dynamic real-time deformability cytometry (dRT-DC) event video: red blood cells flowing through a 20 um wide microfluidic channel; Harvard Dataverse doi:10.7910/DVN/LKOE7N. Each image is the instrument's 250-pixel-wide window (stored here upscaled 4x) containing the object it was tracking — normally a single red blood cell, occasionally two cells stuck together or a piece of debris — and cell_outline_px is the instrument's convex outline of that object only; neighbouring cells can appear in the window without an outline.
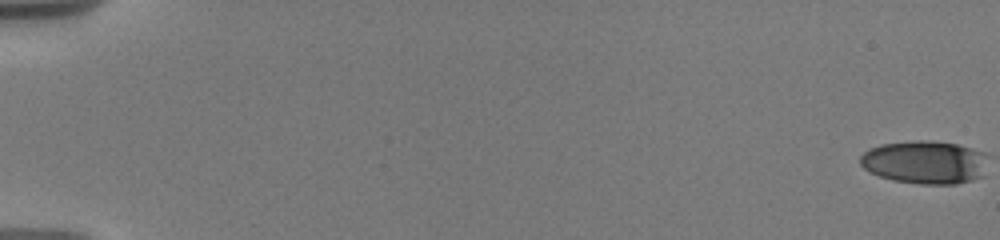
{"species": "human", "species_latin": "Homo sapiens", "temperature_condition": "warm", "stored_images_in_passage": 17, "camera_frame_rate_fps": 3000, "um_per_image_px": 0.085, "donor": {"sex": "male"}, "frame": {"image": 1, "passage_image": 1, "time_ms": 0.0, "image_size_px": [1000, 240], "cell_outline_px": [[984, 176], [972, 180], [956, 184], [920, 184], [892, 180], [880, 176], [864, 168], [860, 164], [860, 156], [868, 148], [880, 144], [920, 140], [928, 140], [956, 144], [984, 152]], "centroid_in_image_um": [78.58, 13.79], "position_along_channel_um": 6.4, "area_um2": 32.02}}
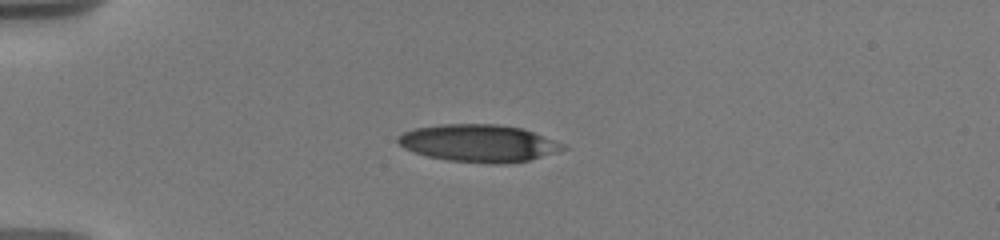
{"frame": {"image": 2, "passage_image": 13, "time_ms": 5.333, "image_size_px": [1000, 240], "cell_outline_px": [[568, 148], [556, 152], [528, 160], [504, 164], [488, 164], [448, 160], [428, 156], [404, 148], [396, 140], [396, 136], [404, 132], [416, 128], [440, 124], [496, 124], [520, 128], [532, 132], [564, 144]], "centroid_in_image_um": [40.67, 12.17], "position_along_channel_um": 44.3, "area_um2": 35.66}}
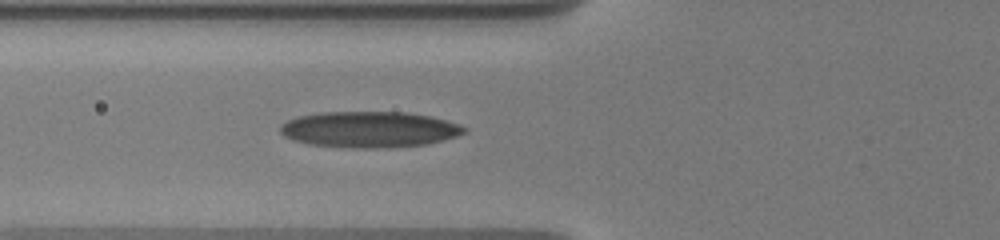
{"frame": {"image": 3, "passage_image": 17, "time_ms": 7.667, "image_size_px": [1000, 240], "cell_outline_px": [[468, 132], [444, 140], [428, 144], [376, 148], [352, 148], [308, 144], [292, 140], [284, 136], [280, 132], [280, 124], [296, 116], [320, 112], [404, 112], [432, 116], [460, 124], [468, 128]], "centroid_in_image_um": [31.4, 11.0], "position_along_channel_um": 94.4, "area_um2": 38.96}}